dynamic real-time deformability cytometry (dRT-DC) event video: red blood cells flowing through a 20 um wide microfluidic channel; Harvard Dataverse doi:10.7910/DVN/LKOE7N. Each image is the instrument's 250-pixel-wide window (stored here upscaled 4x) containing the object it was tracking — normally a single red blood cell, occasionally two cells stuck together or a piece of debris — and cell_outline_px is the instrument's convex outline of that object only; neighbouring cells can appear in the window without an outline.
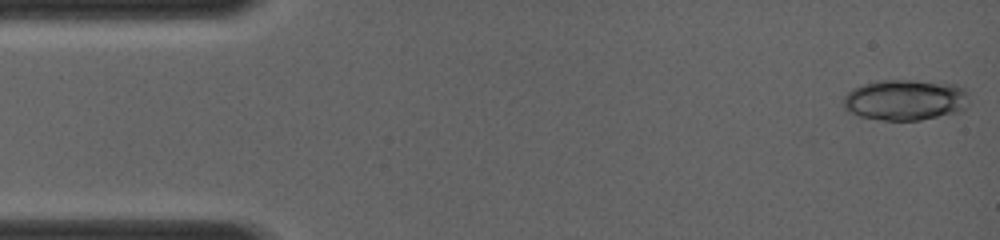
{"species": "common noctule bat (a hibernating species)", "species_latin": "Nyctalus noctula", "temperature_condition": "room temperature", "stored_images_in_passage": 14, "camera_frame_rate_fps": 4000, "um_per_image_px": 0.085, "animal": {"sex": "female", "body_mass_g": 19.0, "forearm_length_mm": 56.7}, "frame": {"image": 1, "passage_image": 1, "time_ms": 0.0, "image_size_px": [1000, 240], "cell_outline_px": [[968, 96], [964, 108], [960, 112], [920, 120], [880, 120], [860, 116], [848, 112], [844, 108], [844, 96], [852, 88], [876, 80], [916, 80], [956, 84], [964, 88], [968, 92]], "centroid_in_image_um": [76.94, 8.48], "position_along_channel_um": 8.1, "area_um2": 30.17}}
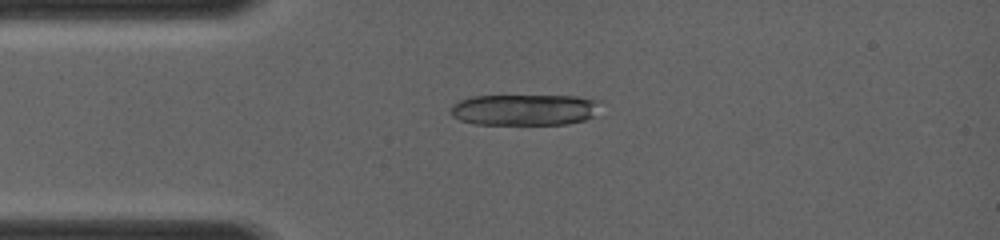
{"frame": {"image": 2, "passage_image": 12, "time_ms": 2.75, "image_size_px": [1000, 240], "cell_outline_px": [[600, 100], [592, 116], [584, 120], [568, 124], [476, 124], [460, 120], [452, 116], [452, 104], [460, 100], [472, 96], [576, 96]], "centroid_in_image_um": [44.56, 9.32], "position_along_channel_um": 40.4, "area_um2": 26.99}}